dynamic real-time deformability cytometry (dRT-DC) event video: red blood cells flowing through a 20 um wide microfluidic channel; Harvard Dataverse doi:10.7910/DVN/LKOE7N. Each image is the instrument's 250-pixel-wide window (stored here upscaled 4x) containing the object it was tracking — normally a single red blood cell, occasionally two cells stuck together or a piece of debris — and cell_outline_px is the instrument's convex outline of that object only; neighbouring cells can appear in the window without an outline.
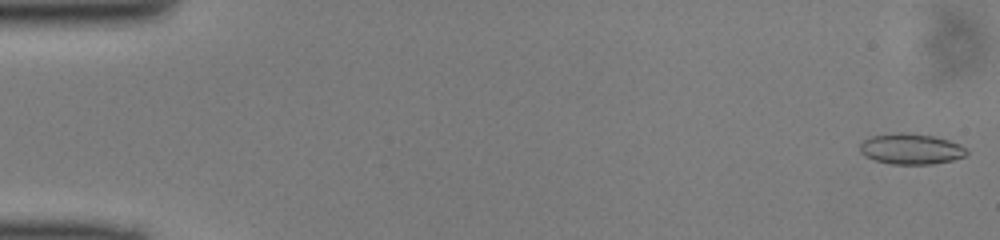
{"species": "common noctule bat (a hibernating species)", "species_latin": "Nyctalus noctula", "temperature_condition": "cold", "stored_images_in_passage": 49, "camera_frame_rate_fps": 3000, "um_per_image_px": 0.085, "animal": {"sex": "male", "body_mass_g": 13.0, "forearm_length_mm": 53.1}, "frame": {"image": 1, "passage_image": 1, "time_ms": 0.0, "image_size_px": [1000, 240], "cell_outline_px": [[968, 152], [964, 156], [952, 160], [932, 164], [892, 164], [876, 160], [864, 156], [860, 152], [860, 144], [864, 140], [872, 136], [900, 132], [904, 132], [932, 136], [948, 140], [960, 144]], "centroid_in_image_um": [77.42, 12.66], "position_along_channel_um": 7.6, "area_um2": 18.9}}
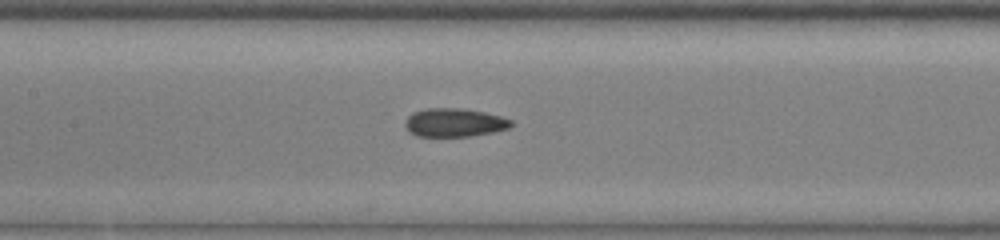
{"frame": {"image": 2, "passage_image": 23, "time_ms": 7.333, "image_size_px": [1000, 240], "cell_outline_px": [[512, 124], [508, 128], [492, 132], [472, 136], [416, 136], [408, 132], [404, 124], [404, 120], [412, 112], [428, 108], [460, 108], [484, 112], [500, 116], [512, 120]], "centroid_in_image_um": [38.57, 10.42], "position_along_channel_um": 168.8, "area_um2": 17.63}}
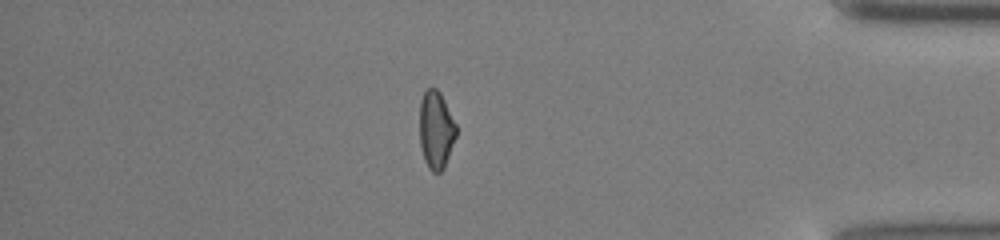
{"frame": {"image": 3, "passage_image": 42, "time_ms": 13.667, "image_size_px": [1000, 240], "cell_outline_px": [[456, 136], [444, 168], [440, 172], [432, 172], [428, 168], [424, 160], [420, 144], [420, 100], [424, 92], [428, 88], [436, 88], [440, 92], [456, 124]], "centroid_in_image_um": [37.05, 11.05], "position_along_channel_um": 398.1, "area_um2": 16.53}}